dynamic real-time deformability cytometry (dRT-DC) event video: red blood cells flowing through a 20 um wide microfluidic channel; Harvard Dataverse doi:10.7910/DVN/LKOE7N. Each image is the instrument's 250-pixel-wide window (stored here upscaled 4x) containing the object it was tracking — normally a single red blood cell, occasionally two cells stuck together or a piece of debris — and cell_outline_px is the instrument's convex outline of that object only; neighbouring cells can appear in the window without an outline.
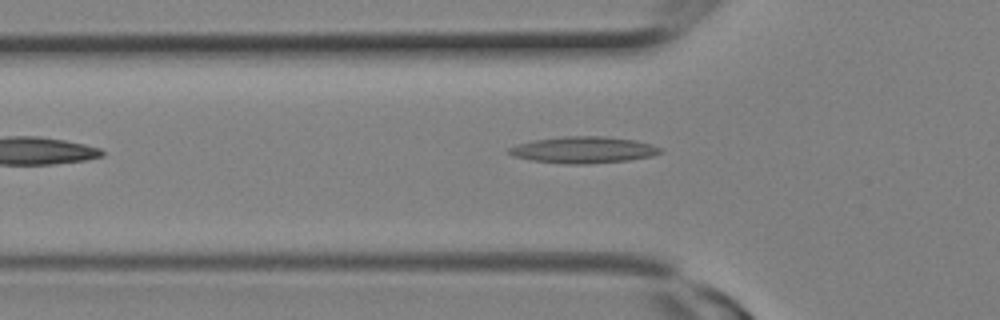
{"species": "Egyptian fruit bat (a non-hibernating species)", "species_latin": "Rousettus aegyptiacus", "temperature_condition": "room temperature", "stored_images_in_passage": 5, "camera_frame_rate_fps": 3000, "um_per_image_px": 0.085, "animal": {"sex": "female"}, "frame": {"image": 1, "passage_image": 5, "time_ms": 1.333, "image_size_px": [1000, 320], "cell_outline_px": [[664, 152], [652, 156], [628, 160], [584, 164], [568, 164], [532, 160], [512, 156], [508, 152], [508, 148], [516, 144], [536, 140], [564, 136], [604, 136], [636, 140], [652, 144], [664, 148]], "centroid_in_image_um": [49.64, 12.73], "position_along_channel_um": 76.2, "area_um2": 23.47}}